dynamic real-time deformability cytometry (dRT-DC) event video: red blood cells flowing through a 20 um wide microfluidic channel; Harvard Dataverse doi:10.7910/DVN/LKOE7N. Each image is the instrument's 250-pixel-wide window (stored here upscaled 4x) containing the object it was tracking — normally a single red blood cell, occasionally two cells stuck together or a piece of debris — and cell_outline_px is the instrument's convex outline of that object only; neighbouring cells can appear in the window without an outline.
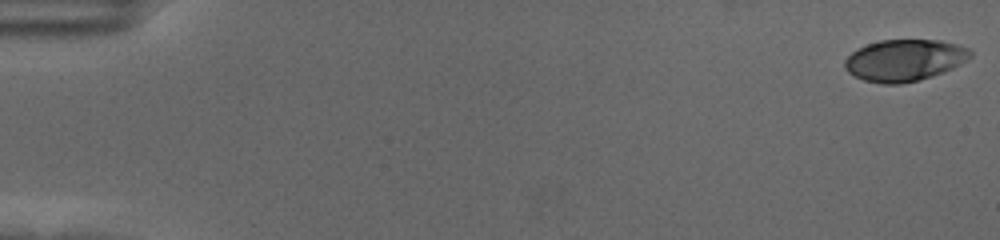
{"species": "human", "species_latin": "Homo sapiens", "temperature_condition": "cold", "stored_images_in_passage": 58, "camera_frame_rate_fps": 3000, "um_per_image_px": 0.085, "donor": {"sex": "female"}, "frame": {"image": 1, "passage_image": 1, "time_ms": 0.0, "image_size_px": [1000, 240], "cell_outline_px": [[972, 56], [968, 60], [944, 72], [932, 76], [900, 84], [884, 84], [864, 80], [848, 72], [844, 68], [844, 60], [856, 48], [880, 40], [940, 40], [956, 44], [968, 48], [972, 52]], "centroid_in_image_um": [76.88, 5.11], "position_along_channel_um": 8.1, "area_um2": 30.46}}
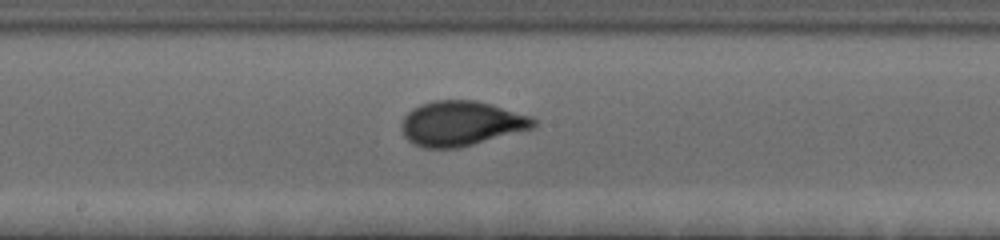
{"frame": {"image": 2, "passage_image": 32, "time_ms": 10.333, "image_size_px": [1000, 240], "cell_outline_px": [[536, 124], [532, 128], [460, 148], [424, 148], [412, 144], [404, 136], [400, 124], [404, 116], [412, 108], [420, 104], [432, 100], [476, 100], [492, 104], [532, 116], [536, 120]], "centroid_in_image_um": [39.17, 10.49], "position_along_channel_um": 209.0, "area_um2": 34.74}}
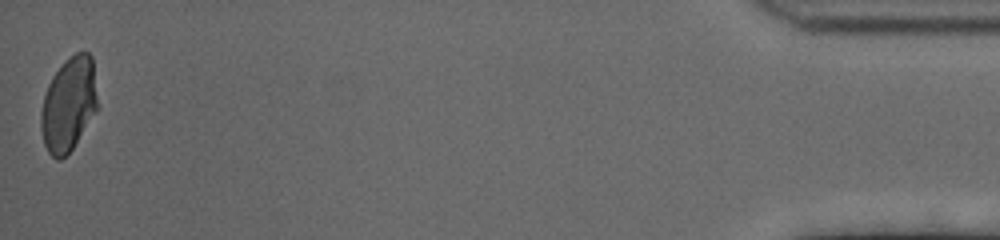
{"frame": {"image": 3, "passage_image": 58, "time_ms": 19.0, "image_size_px": [1000, 240], "cell_outline_px": [[96, 112], [72, 148], [60, 160], [56, 160], [48, 152], [44, 144], [40, 128], [40, 112], [44, 96], [48, 84], [52, 76], [64, 60], [68, 56], [76, 52], [88, 52], [92, 56], [96, 96]], "centroid_in_image_um": [5.8, 8.85], "position_along_channel_um": 429.4, "area_um2": 30.87}, "authors_computed_cell_mechanics": {"area_um2": 32.1946, "velocity_mm_per_s": 3.5318, "shape_relaxation_time_tau1_ms": 4.4456, "shape_relaxation_time_tau2_ms": null, "deformation_change_tau1": 0.1619, "deformation_change_tau2": null}}